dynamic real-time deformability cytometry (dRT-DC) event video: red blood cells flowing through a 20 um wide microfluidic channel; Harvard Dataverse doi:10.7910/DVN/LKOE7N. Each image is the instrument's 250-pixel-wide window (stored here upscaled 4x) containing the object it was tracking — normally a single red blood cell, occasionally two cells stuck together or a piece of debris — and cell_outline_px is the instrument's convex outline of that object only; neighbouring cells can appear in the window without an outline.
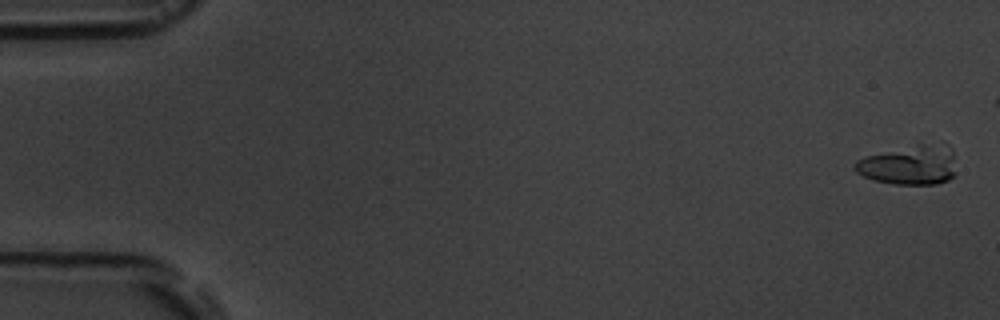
{"species": "common noctule bat (a hibernating species)", "species_latin": "Nyctalus noctula", "temperature_condition": "room temperature", "stored_images_in_passage": 6, "camera_frame_rate_fps": 3000, "um_per_image_px": 0.085, "animal": {"sex": "male", "body_mass_g": 19.5, "forearm_length_mm": 54.6}, "frame": {"image": 1, "passage_image": 1, "time_ms": 0.0, "image_size_px": [1000, 320], "cell_outline_px": [[956, 176], [948, 180], [936, 184], [896, 184], [872, 180], [856, 172], [852, 168], [852, 164], [856, 160], [864, 156], [920, 144], [940, 140], [944, 140], [952, 148], [956, 172]], "centroid_in_image_um": [77.36, 14.0], "position_along_channel_um": 7.6, "area_um2": 24.04}}
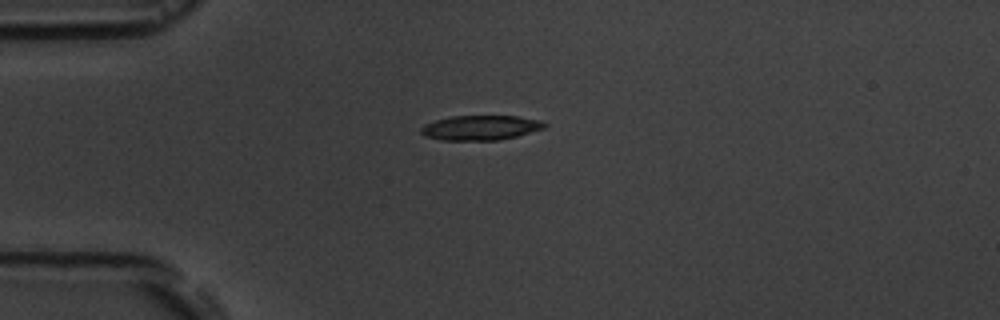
{"frame": {"image": 2, "passage_image": 6, "time_ms": 6.667, "image_size_px": [1000, 320], "cell_outline_px": [[548, 124], [544, 128], [516, 136], [496, 140], [440, 140], [424, 136], [420, 132], [420, 128], [424, 124], [436, 120], [452, 116], [516, 116], [540, 120]], "centroid_in_image_um": [40.81, 10.85], "position_along_channel_um": 44.2, "area_um2": 17.74}}